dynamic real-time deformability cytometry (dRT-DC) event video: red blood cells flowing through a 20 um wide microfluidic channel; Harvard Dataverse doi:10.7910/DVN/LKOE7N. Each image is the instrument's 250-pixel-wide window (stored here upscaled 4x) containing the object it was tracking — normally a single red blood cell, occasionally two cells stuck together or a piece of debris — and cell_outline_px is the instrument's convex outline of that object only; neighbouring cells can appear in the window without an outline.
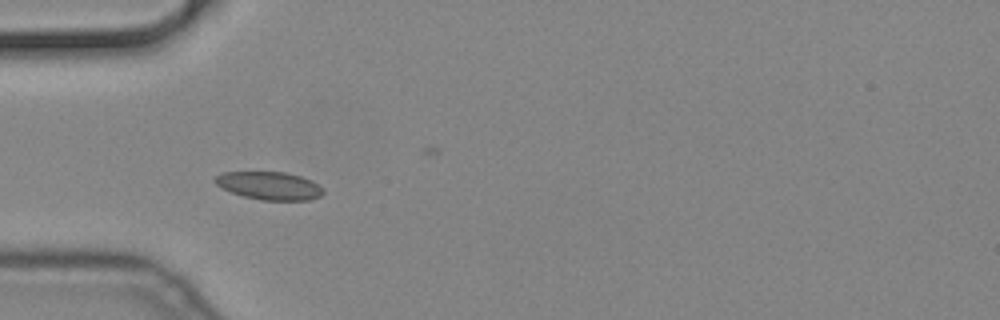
{"species": "common noctule bat (a hibernating species)", "species_latin": "Nyctalus noctula", "temperature_condition": "cold", "stored_images_in_passage": 11, "camera_frame_rate_fps": 3000, "um_per_image_px": 0.085, "animal": {"sex": "male", "body_mass_g": 19.2, "forearm_length_mm": 51.8}, "frame": {"image": 1, "passage_image": 4, "time_ms": 1.0, "image_size_px": [1000, 320], "cell_outline_px": [[324, 192], [320, 196], [308, 200], [260, 200], [244, 196], [232, 192], [216, 184], [212, 180], [216, 176], [224, 172], [284, 172], [300, 176], [312, 180], [324, 188]], "centroid_in_image_um": [22.92, 15.78], "position_along_channel_um": 62.1, "area_um2": 17.57}}
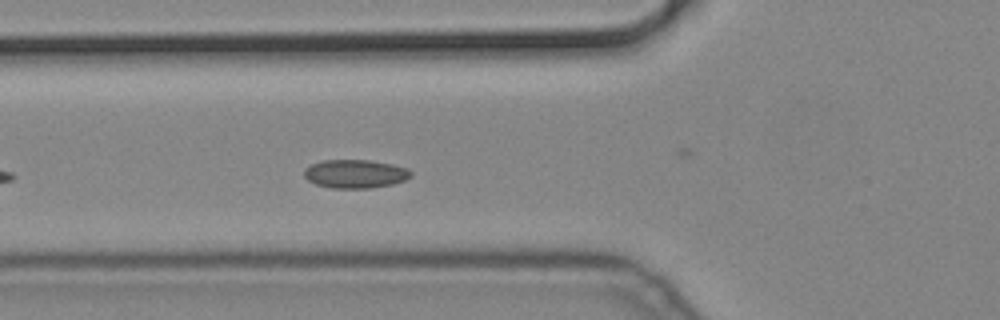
{"frame": {"image": 2, "passage_image": 7, "time_ms": 2.0, "image_size_px": [1000, 320], "cell_outline_px": [[412, 176], [404, 180], [392, 184], [368, 188], [332, 188], [316, 184], [308, 180], [304, 176], [304, 168], [312, 164], [324, 160], [368, 160], [392, 164], [408, 168], [412, 172]], "centroid_in_image_um": [30.2, 14.77], "position_along_channel_um": 95.6, "area_um2": 17.69}}